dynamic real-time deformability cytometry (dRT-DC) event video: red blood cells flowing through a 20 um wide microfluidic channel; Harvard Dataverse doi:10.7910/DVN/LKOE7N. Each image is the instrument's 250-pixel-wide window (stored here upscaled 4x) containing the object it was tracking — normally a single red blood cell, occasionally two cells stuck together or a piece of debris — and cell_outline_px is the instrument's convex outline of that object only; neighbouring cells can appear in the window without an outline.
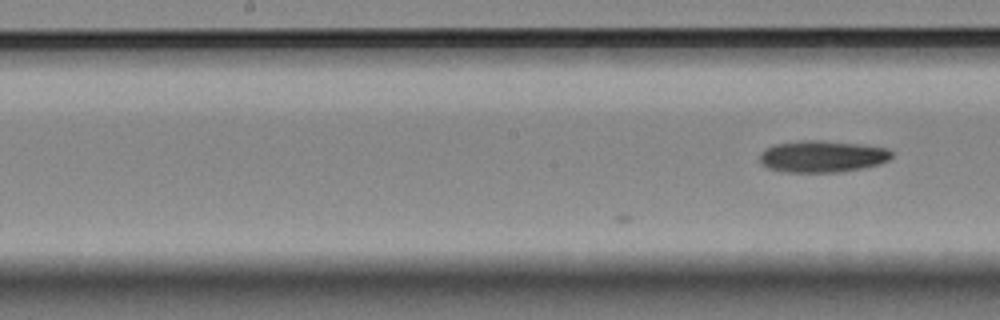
{"species": "Egyptian fruit bat (a non-hibernating species)", "species_latin": "Rousettus aegyptiacus", "temperature_condition": "room temperature", "stored_images_in_passage": 11, "camera_frame_rate_fps": 3000, "um_per_image_px": 0.085, "animal": {"sex": "female"}, "frame": {"image": 1, "passage_image": 11, "time_ms": 3.333, "image_size_px": [1000, 320], "cell_outline_px": [[892, 156], [888, 160], [880, 164], [864, 168], [840, 172], [784, 172], [768, 168], [760, 164], [760, 152], [764, 148], [772, 144], [804, 140], [820, 140], [860, 144], [888, 148], [892, 152]], "centroid_in_image_um": [69.86, 13.29], "position_along_channel_um": 178.3, "area_um2": 24.74}}